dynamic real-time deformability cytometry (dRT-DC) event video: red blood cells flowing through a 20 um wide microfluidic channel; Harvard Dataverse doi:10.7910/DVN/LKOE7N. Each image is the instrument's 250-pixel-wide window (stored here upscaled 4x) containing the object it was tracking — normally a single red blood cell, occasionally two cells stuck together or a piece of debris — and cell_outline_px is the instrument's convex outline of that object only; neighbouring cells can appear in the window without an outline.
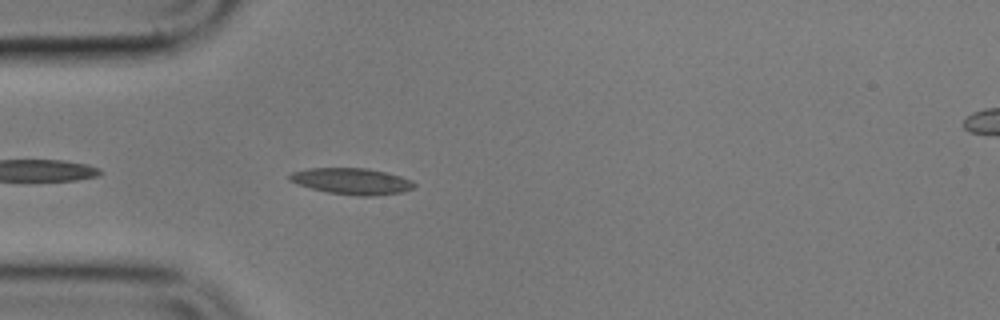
{"species": "common noctule bat (a hibernating species)", "species_latin": "Nyctalus noctula", "temperature_condition": "cold", "stored_images_in_passage": 5, "camera_frame_rate_fps": 3000, "um_per_image_px": 0.085, "animal": {"sex": "male", "body_mass_g": 17.9}, "frame": {"image": 1, "passage_image": 5, "time_ms": 5.0, "image_size_px": [1000, 320], "cell_outline_px": [[416, 184], [412, 188], [404, 192], [372, 196], [356, 196], [328, 192], [312, 188], [288, 180], [288, 176], [292, 172], [308, 168], [364, 168], [384, 172], [400, 176], [412, 180]], "centroid_in_image_um": [29.91, 15.41], "position_along_channel_um": 55.1, "area_um2": 18.96}}